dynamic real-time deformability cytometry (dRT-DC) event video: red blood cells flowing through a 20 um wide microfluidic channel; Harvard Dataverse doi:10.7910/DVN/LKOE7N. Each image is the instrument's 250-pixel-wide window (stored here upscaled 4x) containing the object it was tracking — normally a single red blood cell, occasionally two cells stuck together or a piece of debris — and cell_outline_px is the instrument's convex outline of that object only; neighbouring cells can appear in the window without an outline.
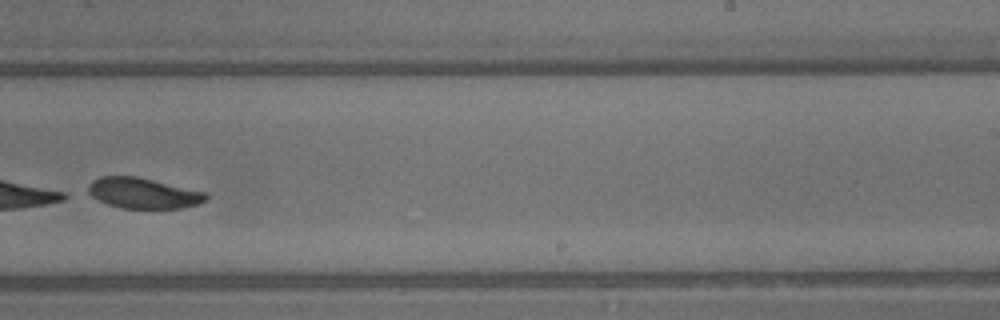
{"species": "common noctule bat (a hibernating species)", "species_latin": "Nyctalus noctula", "temperature_condition": "warm", "stored_images_in_passage": 42, "segment_of_instrument_passage": [2, 2], "camera_frame_rate_fps": 3000, "um_per_image_px": 0.085, "animal": {"sex": "male", "body_mass_g": 13.3}, "frame": {"image": 1, "passage_image": 27, "time_ms": 8.667, "image_size_px": [1000, 320], "cell_outline_px": [[208, 200], [184, 208], [120, 208], [108, 204], [84, 192], [88, 184], [92, 180], [100, 176], [136, 176], [208, 192]], "centroid_in_image_um": [12.16, 16.41], "position_along_channel_um": 276.8, "area_um2": 21.27}}